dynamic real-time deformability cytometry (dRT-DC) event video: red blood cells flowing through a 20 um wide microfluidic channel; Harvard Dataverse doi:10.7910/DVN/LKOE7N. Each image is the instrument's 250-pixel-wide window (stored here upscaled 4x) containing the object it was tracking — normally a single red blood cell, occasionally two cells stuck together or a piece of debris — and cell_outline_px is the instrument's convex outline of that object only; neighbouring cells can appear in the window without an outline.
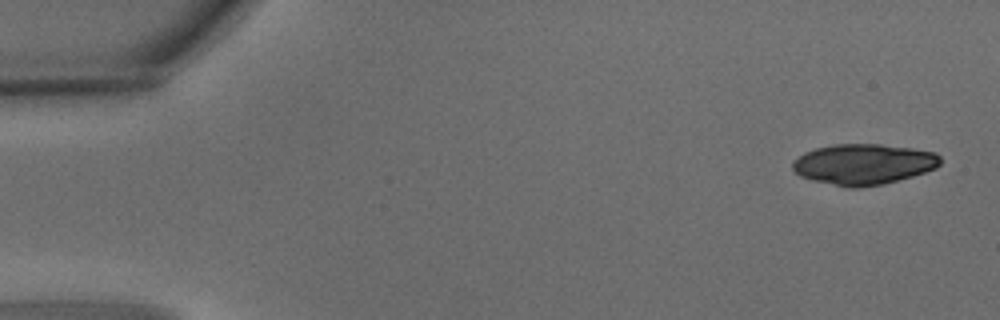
{"species": "common noctule bat (a hibernating species)", "species_latin": "Nyctalus noctula", "temperature_condition": "warm", "stored_images_in_passage": 4, "camera_frame_rate_fps": 3000, "um_per_image_px": 0.085, "animal": {"sex": "male", "body_mass_g": 15.6}, "frame": {"image": 1, "passage_image": 1, "time_ms": 0.0, "image_size_px": [1000, 320], "cell_outline_px": [[940, 164], [936, 168], [912, 176], [884, 184], [860, 188], [848, 188], [812, 180], [800, 176], [792, 168], [792, 160], [804, 152], [816, 148], [836, 144], [880, 144], [912, 148], [936, 152], [940, 156]], "centroid_in_image_um": [73.39, 13.96], "position_along_channel_um": 11.6, "area_um2": 35.2}}